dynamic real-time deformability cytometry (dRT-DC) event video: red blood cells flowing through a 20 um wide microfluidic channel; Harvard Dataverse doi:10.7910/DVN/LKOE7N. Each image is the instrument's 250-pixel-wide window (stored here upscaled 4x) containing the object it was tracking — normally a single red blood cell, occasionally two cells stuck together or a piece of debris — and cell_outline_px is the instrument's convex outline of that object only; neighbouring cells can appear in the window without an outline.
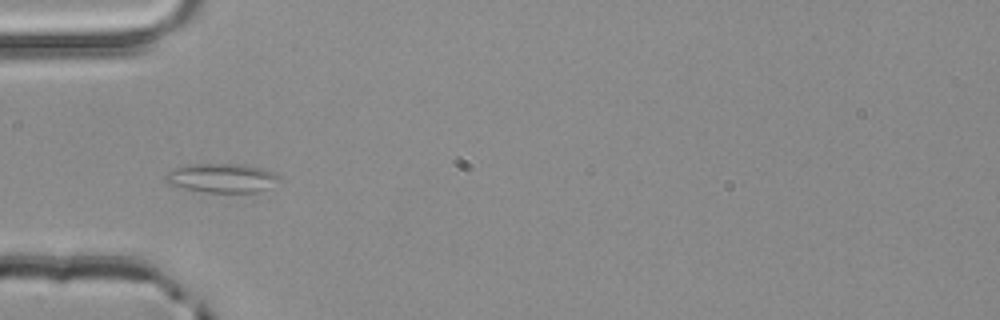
{"species": "common noctule bat (a hibernating species)", "species_latin": "Nyctalus noctula", "temperature_condition": "room temperature", "stored_images_in_passage": 3, "camera_frame_rate_fps": 3000, "um_per_image_px": 0.085, "animal": {"sex": "male", "body_mass_g": 20.4}, "frame": {"image": 1, "passage_image": 3, "time_ms": 0.667, "image_size_px": [1000, 320], "cell_outline_px": [[280, 176], [268, 188], [256, 192], [208, 192], [184, 188], [168, 184], [164, 180], [164, 176], [168, 172], [184, 164], [240, 164], [260, 168], [272, 172]], "centroid_in_image_um": [18.78, 15.12], "position_along_channel_um": 66.2, "area_um2": 18.96}}